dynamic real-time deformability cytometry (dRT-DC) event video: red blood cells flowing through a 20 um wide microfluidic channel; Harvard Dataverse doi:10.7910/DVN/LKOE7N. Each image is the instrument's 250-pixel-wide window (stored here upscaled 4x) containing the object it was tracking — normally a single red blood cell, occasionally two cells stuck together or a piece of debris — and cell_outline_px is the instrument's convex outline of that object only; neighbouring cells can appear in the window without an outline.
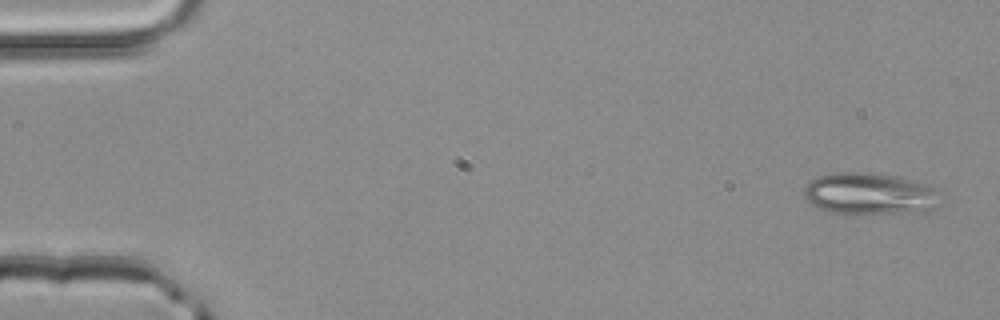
{"species": "common noctule bat (a hibernating species)", "species_latin": "Nyctalus noctula", "temperature_condition": "room temperature", "stored_images_in_passage": 3, "camera_frame_rate_fps": 3000, "um_per_image_px": 0.085, "animal": {"sex": "male", "body_mass_g": 20.4}, "frame": {"image": 1, "passage_image": 1, "time_ms": 0.0, "image_size_px": [1000, 320], "cell_outline_px": [[944, 188], [940, 204], [936, 208], [924, 216], [832, 212], [820, 208], [812, 204], [804, 196], [804, 188], [812, 180], [820, 176], [832, 172], [868, 172], [900, 176], [932, 184]], "centroid_in_image_um": [74.2, 16.5], "position_along_channel_um": 10.8, "area_um2": 35.2}}